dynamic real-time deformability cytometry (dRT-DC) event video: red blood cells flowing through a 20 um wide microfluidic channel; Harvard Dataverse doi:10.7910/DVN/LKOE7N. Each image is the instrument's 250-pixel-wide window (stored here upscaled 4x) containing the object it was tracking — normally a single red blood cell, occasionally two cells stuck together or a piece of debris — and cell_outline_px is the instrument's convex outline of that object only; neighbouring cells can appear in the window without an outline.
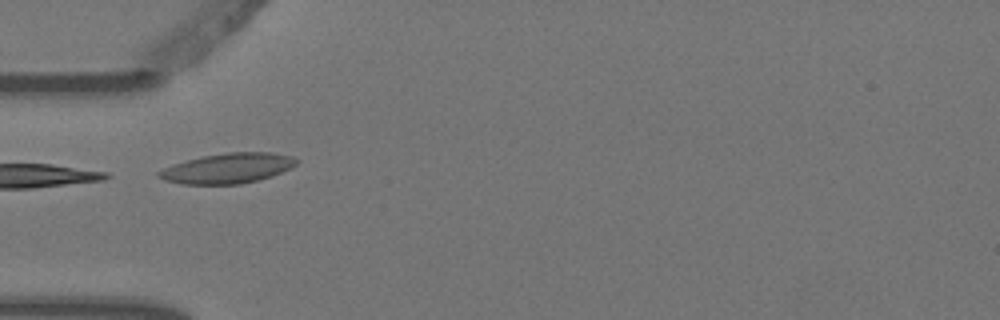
{"species": "Egyptian fruit bat (a non-hibernating species)", "species_latin": "Rousettus aegyptiacus", "temperature_condition": "warm", "stored_images_in_passage": 6, "camera_frame_rate_fps": 3000, "um_per_image_px": 0.085, "animal": {"sex": "female"}, "frame": {"image": 1, "passage_image": 4, "time_ms": 1.0, "image_size_px": [1000, 320], "cell_outline_px": [[300, 160], [292, 168], [272, 176], [240, 184], [180, 184], [164, 180], [156, 176], [156, 172], [172, 164], [204, 156], [228, 152], [272, 152], [292, 156]], "centroid_in_image_um": [19.37, 14.3], "position_along_channel_um": 65.6, "area_um2": 24.22}}
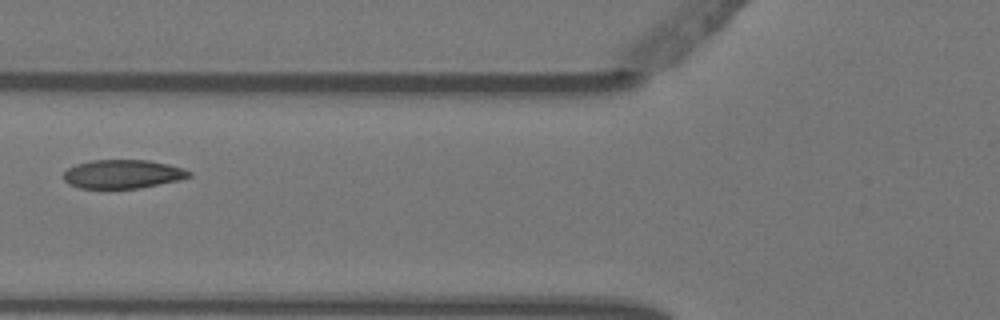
{"frame": {"image": 2, "passage_image": 5, "time_ms": 1.333, "image_size_px": [1000, 320], "cell_outline_px": [[192, 176], [180, 180], [140, 188], [80, 188], [68, 184], [64, 180], [64, 172], [68, 168], [76, 164], [88, 160], [148, 160], [168, 164], [184, 168], [192, 172]], "centroid_in_image_um": [10.45, 14.79], "position_along_channel_um": 115.4, "area_um2": 21.15}}
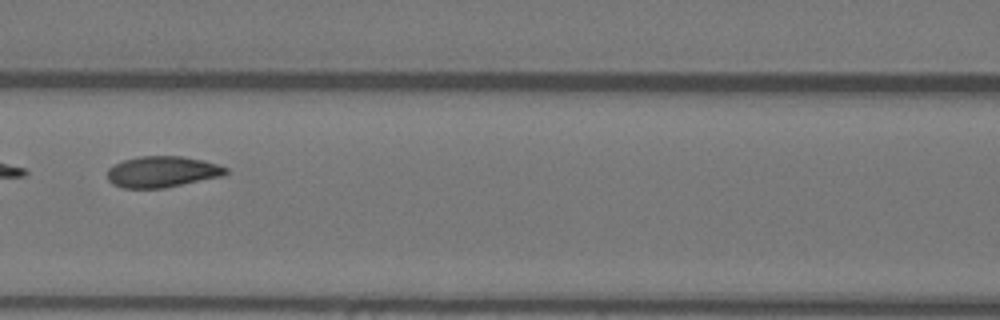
{"frame": {"image": 3, "passage_image": 6, "time_ms": 1.667, "image_size_px": [1000, 320], "cell_outline_px": [[228, 172], [224, 176], [164, 188], [124, 188], [112, 184], [108, 180], [108, 168], [124, 160], [140, 156], [180, 156], [204, 160], [228, 168]], "centroid_in_image_um": [13.81, 14.6], "position_along_channel_um": 152.8, "area_um2": 21.5}}